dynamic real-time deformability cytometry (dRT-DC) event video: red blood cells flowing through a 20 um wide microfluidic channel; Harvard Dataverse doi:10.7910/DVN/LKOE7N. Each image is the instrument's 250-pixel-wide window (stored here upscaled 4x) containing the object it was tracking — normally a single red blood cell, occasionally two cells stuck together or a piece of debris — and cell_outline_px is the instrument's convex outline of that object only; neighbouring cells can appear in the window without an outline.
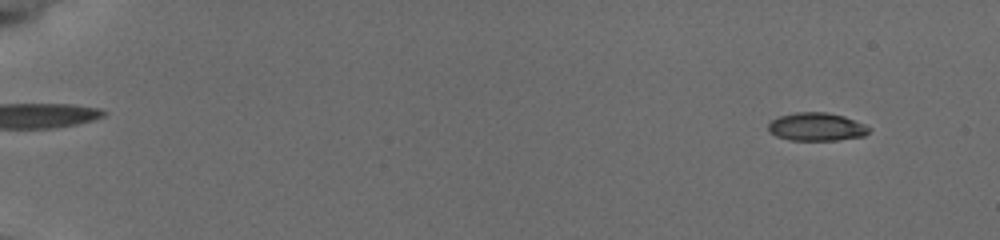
{"species": "common noctule bat (a hibernating species)", "species_latin": "Nyctalus noctula", "temperature_condition": "cold", "stored_images_in_passage": 56, "camera_frame_rate_fps": 3000, "um_per_image_px": 0.085, "animal": {"sex": "female", "body_mass_g": 19.5, "forearm_length_mm": 54.1}, "frame": {"image": 1, "passage_image": 5, "time_ms": 1.333, "image_size_px": [1000, 240], "cell_outline_px": [[872, 128], [864, 136], [836, 140], [788, 140], [776, 136], [768, 132], [768, 124], [772, 120], [780, 116], [796, 112], [828, 112], [844, 116], [864, 124]], "centroid_in_image_um": [69.4, 10.78], "position_along_channel_um": 15.6, "area_um2": 16.59}}
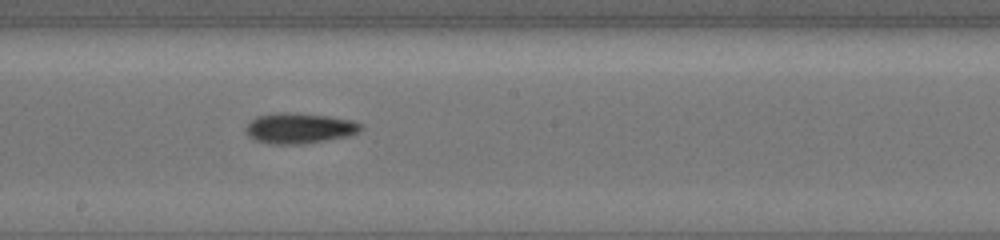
{"frame": {"image": 2, "passage_image": 34, "time_ms": 11.0, "image_size_px": [1000, 240], "cell_outline_px": [[360, 128], [356, 132], [348, 136], [304, 144], [268, 144], [252, 140], [244, 132], [244, 128], [252, 120], [260, 116], [324, 116], [348, 120], [360, 124]], "centroid_in_image_um": [25.38, 10.99], "position_along_channel_um": 222.8, "area_um2": 19.07}}
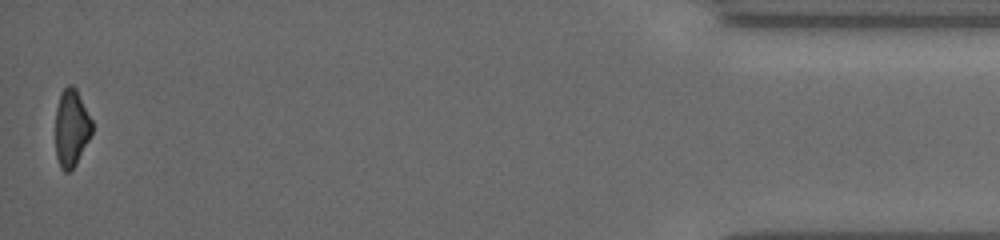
{"frame": {"image": 3, "passage_image": 56, "time_ms": 18.333, "image_size_px": [1000, 240], "cell_outline_px": [[92, 132], [76, 164], [68, 172], [64, 172], [60, 168], [56, 156], [56, 108], [60, 92], [68, 84], [72, 84], [76, 88], [92, 120]], "centroid_in_image_um": [6.06, 10.85], "position_along_channel_um": 429.1, "area_um2": 16.47}, "authors_computed_cell_mechanics": {"area_um2": 17.7735, "velocity_mm_per_s": 3.8156, "shape_relaxation_time_tau1_ms": 4.3251, "shape_relaxation_time_tau2_ms": null, "deformation_change_tau1": 0.1448, "deformation_change_tau2": null}}